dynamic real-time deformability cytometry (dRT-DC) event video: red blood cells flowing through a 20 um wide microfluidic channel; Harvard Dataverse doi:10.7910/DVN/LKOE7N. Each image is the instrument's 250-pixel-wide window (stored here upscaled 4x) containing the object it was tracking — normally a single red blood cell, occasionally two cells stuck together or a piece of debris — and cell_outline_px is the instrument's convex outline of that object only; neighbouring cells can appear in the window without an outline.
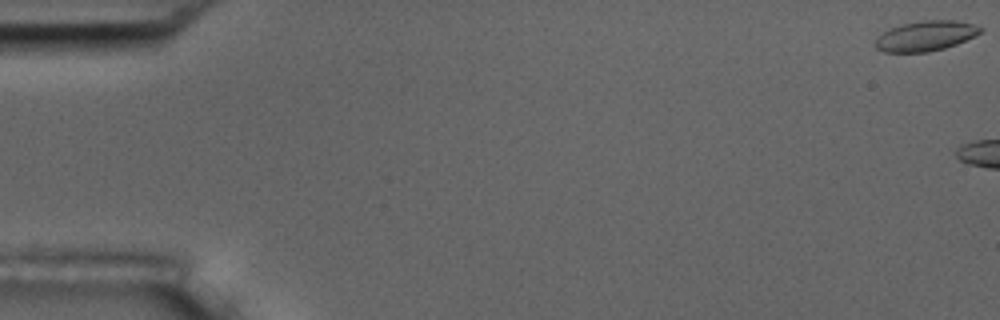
{"species": "common noctule bat (a hibernating species)", "species_latin": "Nyctalus noctula", "temperature_condition": "room temperature", "stored_images_in_passage": 3, "camera_frame_rate_fps": 3000, "um_per_image_px": 0.085, "animal": {"sex": "male", "body_mass_g": 17.5, "forearm_length_mm": 52.3}, "frame": {"image": 1, "passage_image": 1, "time_ms": 0.0, "image_size_px": [1000, 320], "cell_outline_px": [[984, 28], [980, 32], [956, 44], [944, 48], [928, 52], [884, 52], [876, 48], [876, 40], [884, 32], [900, 24], [924, 20], [956, 20], [972, 24]], "centroid_in_image_um": [78.68, 3.05], "position_along_channel_um": 6.3, "area_um2": 18.09}}